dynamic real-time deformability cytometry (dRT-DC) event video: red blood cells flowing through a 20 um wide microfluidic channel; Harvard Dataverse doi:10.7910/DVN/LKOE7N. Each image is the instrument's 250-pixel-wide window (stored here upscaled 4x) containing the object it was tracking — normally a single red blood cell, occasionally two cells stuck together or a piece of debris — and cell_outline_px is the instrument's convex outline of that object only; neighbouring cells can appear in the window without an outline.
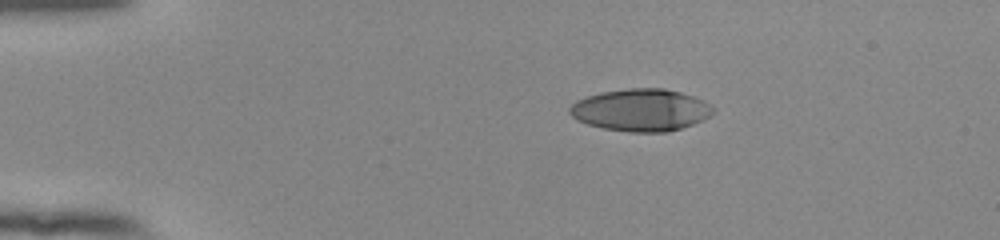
{"species": "human", "species_latin": "Homo sapiens", "temperature_condition": "room temperature", "stored_images_in_passage": 44, "camera_frame_rate_fps": 3000, "um_per_image_px": 0.085, "donor": {"sex": "female"}, "frame": {"image": 1, "passage_image": 1, "time_ms": 0.0, "image_size_px": [1000, 240], "cell_outline_px": [[716, 108], [712, 116], [704, 120], [668, 132], [628, 132], [604, 128], [588, 124], [576, 120], [568, 112], [568, 108], [576, 100], [600, 92], [628, 88], [664, 88], [680, 92], [704, 100], [712, 104]], "centroid_in_image_um": [54.5, 9.35], "position_along_channel_um": 30.5, "area_um2": 35.6}}
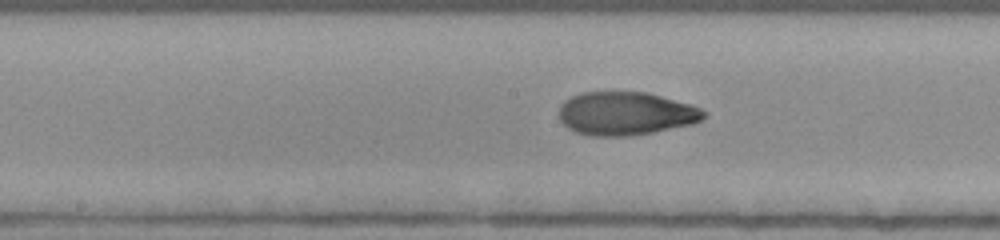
{"frame": {"image": 2, "passage_image": 19, "time_ms": 6.0, "image_size_px": [1000, 240], "cell_outline_px": [[708, 112], [700, 120], [692, 124], [652, 132], [628, 136], [592, 136], [576, 132], [568, 128], [560, 120], [560, 104], [564, 100], [572, 96], [584, 92], [648, 92], [692, 104]], "centroid_in_image_um": [53.19, 9.64], "position_along_channel_um": 195.0, "area_um2": 36.59}}
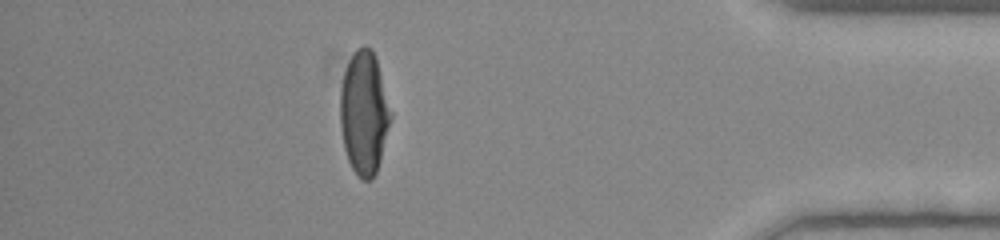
{"frame": {"image": 3, "passage_image": 38, "time_ms": 12.333, "image_size_px": [1000, 240], "cell_outline_px": [[392, 116], [380, 160], [376, 172], [372, 180], [364, 180], [352, 168], [348, 160], [344, 148], [340, 128], [340, 88], [344, 72], [348, 60], [356, 48], [364, 44], [368, 44], [372, 48], [376, 56], [392, 112]], "centroid_in_image_um": [30.94, 9.52], "position_along_channel_um": 404.3, "area_um2": 36.7}, "authors_computed_cell_mechanics": {"area_um2": 36.4718, "velocity_mm_per_s": 3.9032, "shape_relaxation_time_tau1_ms": 6.127, "shape_relaxation_time_tau2_ms": 2.0888, "deformation_change_tau1": 0.2623, "deformation_change_tau2": 0.0526}}